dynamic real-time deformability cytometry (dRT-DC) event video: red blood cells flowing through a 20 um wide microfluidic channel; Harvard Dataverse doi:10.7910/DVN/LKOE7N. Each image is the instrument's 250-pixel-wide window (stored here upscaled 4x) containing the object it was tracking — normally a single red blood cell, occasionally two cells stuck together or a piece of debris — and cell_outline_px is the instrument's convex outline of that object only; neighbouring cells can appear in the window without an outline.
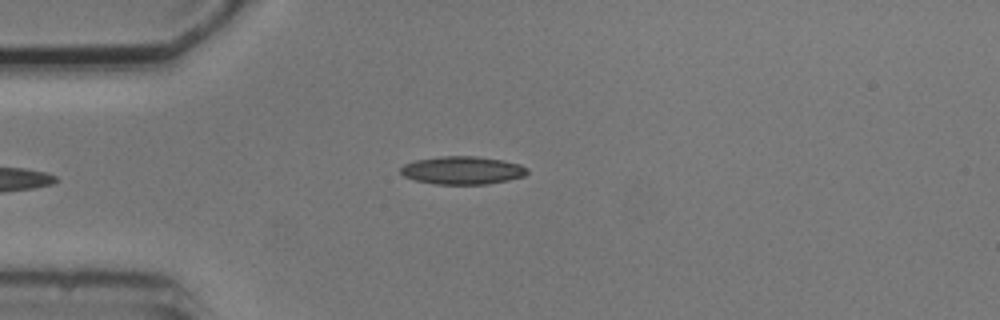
{"species": "common noctule bat (a hibernating species)", "species_latin": "Nyctalus noctula", "temperature_condition": "cold", "stored_images_in_passage": 4, "camera_frame_rate_fps": 3000, "um_per_image_px": 0.085, "animal": {"sex": "male", "body_mass_g": 20.5, "forearm_length_mm": 52.5}, "frame": {"image": 1, "passage_image": 4, "time_ms": 3.333, "image_size_px": [1000, 320], "cell_outline_px": [[528, 172], [524, 176], [508, 180], [488, 184], [436, 184], [416, 180], [404, 176], [400, 172], [400, 168], [404, 164], [416, 160], [440, 156], [476, 156], [504, 160], [520, 164], [528, 168]], "centroid_in_image_um": [39.33, 14.47], "position_along_channel_um": 45.7, "area_um2": 20.69}}